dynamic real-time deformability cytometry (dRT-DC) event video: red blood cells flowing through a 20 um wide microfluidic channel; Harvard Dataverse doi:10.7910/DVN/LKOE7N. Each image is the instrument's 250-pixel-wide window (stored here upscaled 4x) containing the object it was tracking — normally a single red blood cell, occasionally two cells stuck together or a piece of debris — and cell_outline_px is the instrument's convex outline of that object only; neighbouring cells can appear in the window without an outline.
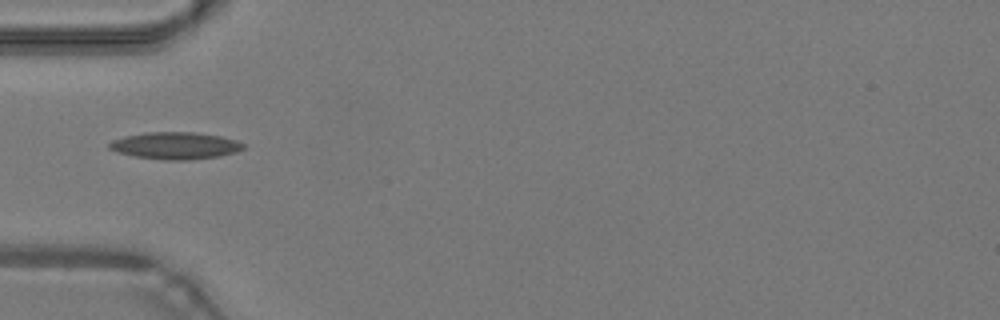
{"species": "common noctule bat (a hibernating species)", "species_latin": "Nyctalus noctula", "temperature_condition": "warm", "stored_images_in_passage": 33, "camera_frame_rate_fps": 3000, "um_per_image_px": 0.085, "animal": {"sex": "male", "body_mass_g": 19.2, "forearm_length_mm": 51.8}, "frame": {"image": 1, "passage_image": 1, "time_ms": 0.0, "image_size_px": [1000, 320], "cell_outline_px": [[244, 148], [236, 152], [220, 156], [192, 160], [164, 160], [136, 156], [120, 152], [108, 148], [108, 144], [112, 140], [124, 136], [148, 132], [192, 132], [220, 136], [236, 140], [244, 144]], "centroid_in_image_um": [14.92, 12.38], "position_along_channel_um": 70.1, "area_um2": 21.04}}
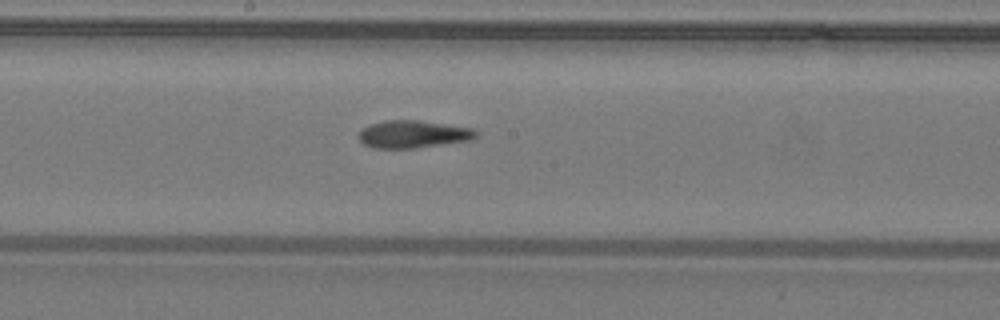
{"frame": {"image": 2, "passage_image": 11, "time_ms": 3.333, "image_size_px": [1000, 320], "cell_outline_px": [[476, 136], [468, 140], [416, 148], [372, 148], [364, 144], [360, 140], [360, 132], [364, 128], [372, 124], [384, 120], [420, 120], [472, 128], [476, 132]], "centroid_in_image_um": [35.09, 11.4], "position_along_channel_um": 213.1, "area_um2": 18.5}}
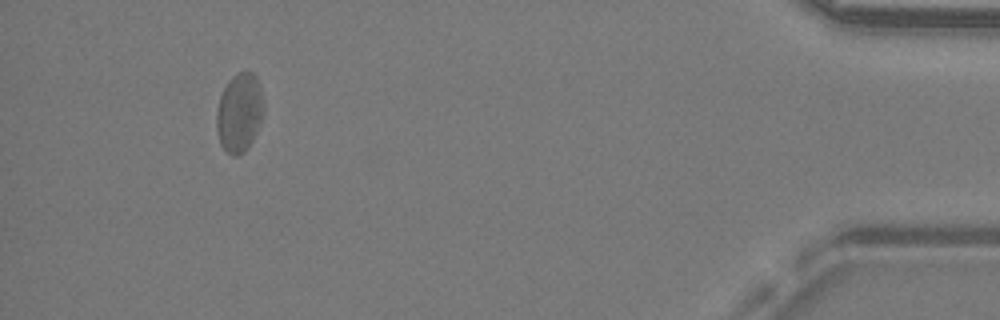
{"frame": {"image": 3, "passage_image": 30, "time_ms": 9.667, "image_size_px": [1000, 320], "cell_outline_px": [[264, 112], [256, 132], [248, 148], [244, 152], [236, 156], [232, 156], [220, 144], [216, 128], [216, 112], [220, 96], [228, 80], [232, 76], [240, 72], [252, 72], [256, 76], [260, 84], [264, 104]], "centroid_in_image_um": [20.35, 9.56], "position_along_channel_um": 414.8, "area_um2": 21.79}, "authors_computed_cell_mechanics": {"area_um2": 19.7098, "velocity_mm_per_s": 4.2697, "shape_relaxation_time_tau1_ms": null, "shape_relaxation_time_tau2_ms": 2.4749, "deformation_change_tau1": null, "deformation_change_tau2": 0.0979}}